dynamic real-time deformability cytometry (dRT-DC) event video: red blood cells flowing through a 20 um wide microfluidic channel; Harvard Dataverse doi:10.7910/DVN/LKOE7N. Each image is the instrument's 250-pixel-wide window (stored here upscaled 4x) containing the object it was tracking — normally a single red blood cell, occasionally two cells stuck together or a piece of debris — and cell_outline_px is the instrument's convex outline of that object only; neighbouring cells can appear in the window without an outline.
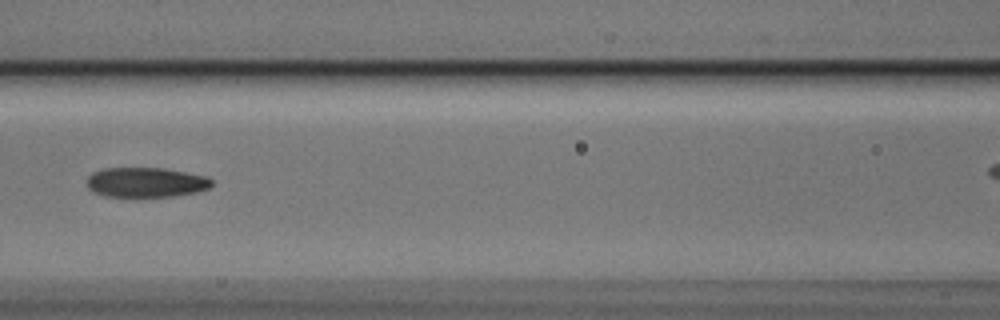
{"species": "Egyptian fruit bat (a non-hibernating species)", "species_latin": "Rousettus aegyptiacus", "temperature_condition": "cold", "stored_images_in_passage": 6, "camera_frame_rate_fps": 3000, "um_per_image_px": 0.085, "animal": {"sex": "male"}, "frame": {"image": 1, "passage_image": 6, "time_ms": 1.667, "image_size_px": [1000, 320], "cell_outline_px": [[212, 184], [208, 188], [200, 192], [176, 196], [136, 200], [104, 196], [88, 188], [88, 176], [92, 172], [104, 168], [164, 168], [208, 176], [212, 180]], "centroid_in_image_um": [12.42, 15.55], "position_along_channel_um": 154.2, "area_um2": 22.77}}